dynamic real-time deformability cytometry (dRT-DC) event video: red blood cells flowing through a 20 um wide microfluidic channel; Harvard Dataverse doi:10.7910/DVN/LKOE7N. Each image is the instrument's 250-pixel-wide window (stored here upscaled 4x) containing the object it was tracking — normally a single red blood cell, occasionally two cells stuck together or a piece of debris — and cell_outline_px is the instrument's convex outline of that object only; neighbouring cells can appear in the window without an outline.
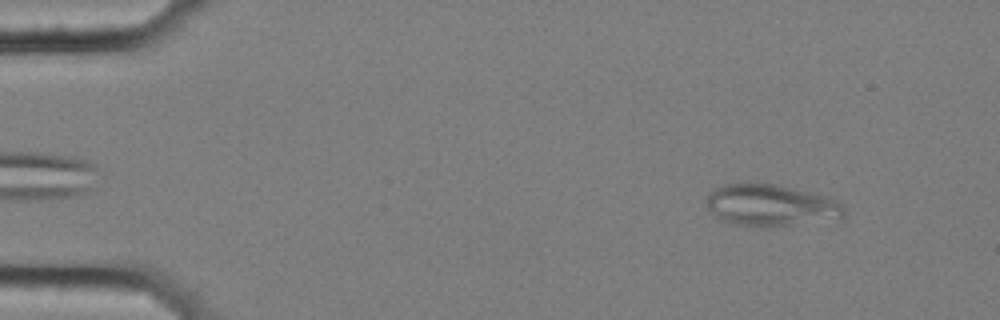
{"species": "common noctule bat (a hibernating species)", "species_latin": "Nyctalus noctula", "temperature_condition": "cold", "stored_images_in_passage": 54, "camera_frame_rate_fps": 3000, "um_per_image_px": 0.085, "animal": {"sex": "female", "body_mass_g": 25.1}, "frame": {"image": 1, "passage_image": 3, "time_ms": 0.667, "image_size_px": [1000, 320], "cell_outline_px": [[844, 216], [840, 220], [788, 224], [740, 224], [724, 220], [708, 208], [708, 192], [724, 184], [740, 180], [776, 184], [808, 192], [836, 200], [844, 208]], "centroid_in_image_um": [65.53, 17.38], "position_along_channel_um": 19.5, "area_um2": 32.77}}
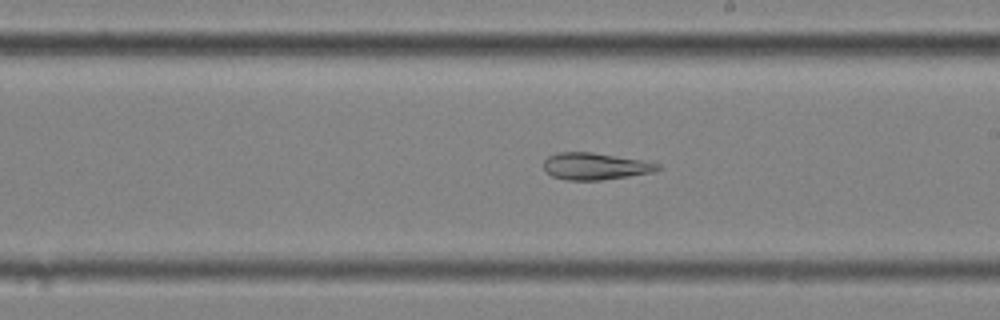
{"frame": {"image": 2, "passage_image": 30, "time_ms": 9.667, "image_size_px": [1000, 320], "cell_outline_px": [[660, 168], [652, 172], [628, 176], [600, 180], [564, 180], [552, 176], [544, 172], [544, 160], [548, 156], [560, 152], [592, 152], [640, 160], [660, 164]], "centroid_in_image_um": [50.53, 14.13], "position_along_channel_um": 238.5, "area_um2": 17.74}}
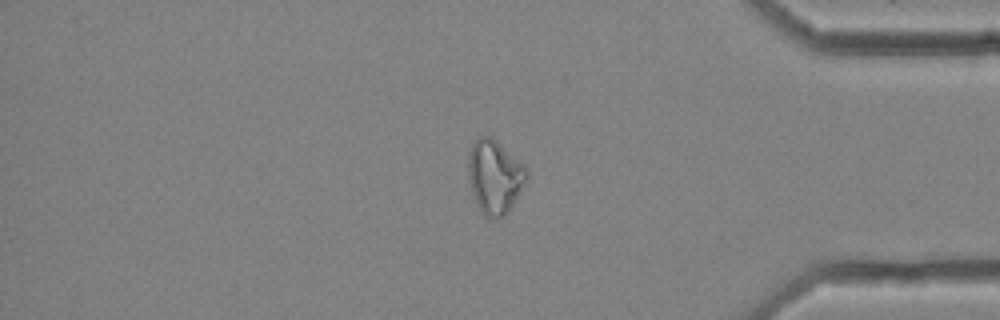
{"frame": {"image": 3, "passage_image": 45, "time_ms": 14.667, "image_size_px": [1000, 320], "cell_outline_px": [[528, 176], [508, 212], [504, 216], [496, 220], [484, 216], [480, 212], [472, 192], [468, 172], [468, 152], [476, 136], [492, 136], [524, 164], [528, 168]], "centroid_in_image_um": [42.04, 15.0], "position_along_channel_um": 393.2, "area_um2": 25.32}, "authors_computed_cell_mechanics": {"area_um2": 24.0159, "velocity_mm_per_s": 3.5149, "shape_relaxation_time_tau1_ms": null, "shape_relaxation_time_tau2_ms": 4.7707, "deformation_change_tau1": null, "deformation_change_tau2": 0.1475}}